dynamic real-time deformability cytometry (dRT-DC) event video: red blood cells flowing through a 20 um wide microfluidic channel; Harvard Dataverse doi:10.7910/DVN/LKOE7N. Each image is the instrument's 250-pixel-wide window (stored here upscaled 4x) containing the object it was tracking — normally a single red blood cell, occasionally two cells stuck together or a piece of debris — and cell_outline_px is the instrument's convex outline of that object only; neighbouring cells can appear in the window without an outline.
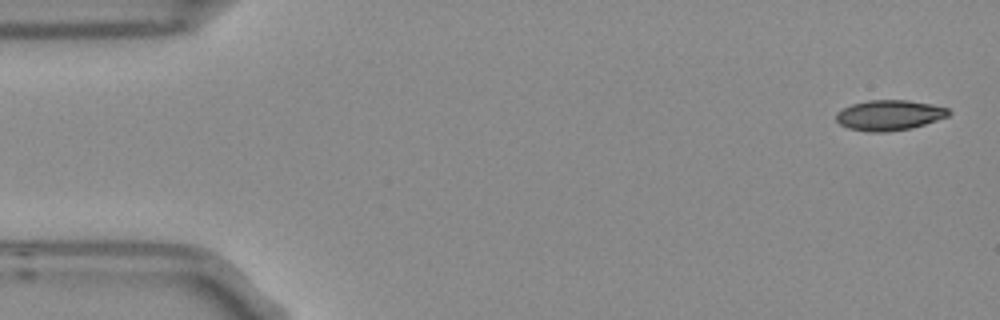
{"species": "Egyptian fruit bat (a non-hibernating species)", "species_latin": "Rousettus aegyptiacus", "temperature_condition": "room temperature", "stored_images_in_passage": 3, "camera_frame_rate_fps": 3000, "um_per_image_px": 0.085, "frame": {"image": 1, "passage_image": 1, "time_ms": 0.0, "image_size_px": [1000, 320], "cell_outline_px": [[952, 112], [948, 116], [912, 128], [888, 132], [868, 132], [848, 128], [840, 124], [836, 120], [836, 112], [852, 104], [868, 100], [908, 100], [948, 108]], "centroid_in_image_um": [75.57, 9.8], "position_along_channel_um": 9.4, "area_um2": 19.83}}